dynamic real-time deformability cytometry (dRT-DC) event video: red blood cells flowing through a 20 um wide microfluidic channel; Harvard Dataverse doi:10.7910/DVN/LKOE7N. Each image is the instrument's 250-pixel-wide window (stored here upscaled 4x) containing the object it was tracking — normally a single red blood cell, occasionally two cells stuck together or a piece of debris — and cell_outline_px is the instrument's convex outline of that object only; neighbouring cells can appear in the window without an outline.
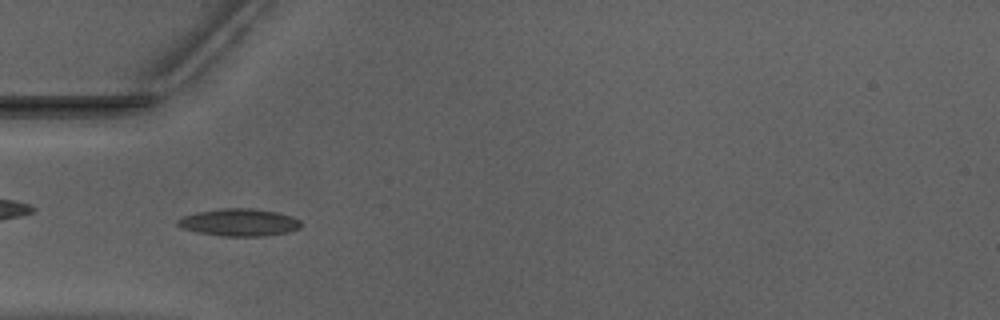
{"species": "Egyptian fruit bat (a non-hibernating species)", "species_latin": "Rousettus aegyptiacus", "temperature_condition": "warm", "stored_images_in_passage": 51, "camera_frame_rate_fps": 3000, "um_per_image_px": 0.085, "animal": {"sex": "male"}, "frame": {"image": 1, "passage_image": 16, "time_ms": 5.0, "image_size_px": [1000, 320], "cell_outline_px": [[304, 224], [300, 228], [288, 232], [264, 236], [224, 236], [196, 232], [184, 228], [176, 224], [176, 220], [184, 216], [196, 212], [220, 208], [252, 208], [276, 212], [300, 220]], "centroid_in_image_um": [20.33, 18.9], "position_along_channel_um": 64.7, "area_um2": 19.65}}
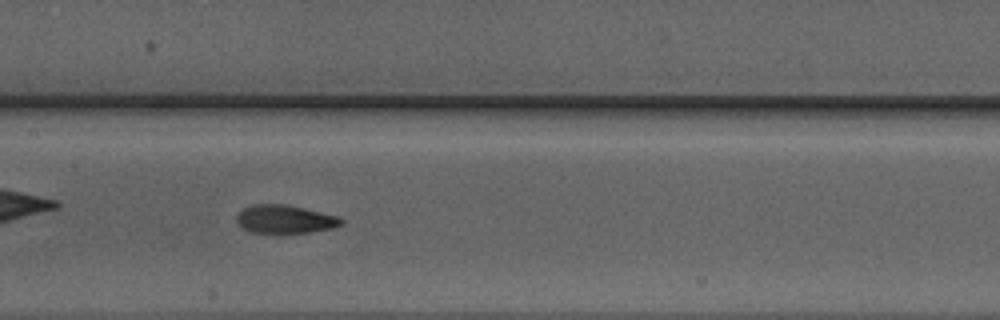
{"frame": {"image": 2, "passage_image": 25, "time_ms": 8.0, "image_size_px": [1000, 320], "cell_outline_px": [[344, 224], [332, 228], [308, 232], [252, 232], [244, 228], [236, 220], [236, 216], [244, 208], [256, 204], [284, 204], [336, 216], [344, 220]], "centroid_in_image_um": [24.23, 18.63], "position_along_channel_um": 183.2, "area_um2": 16.7}}
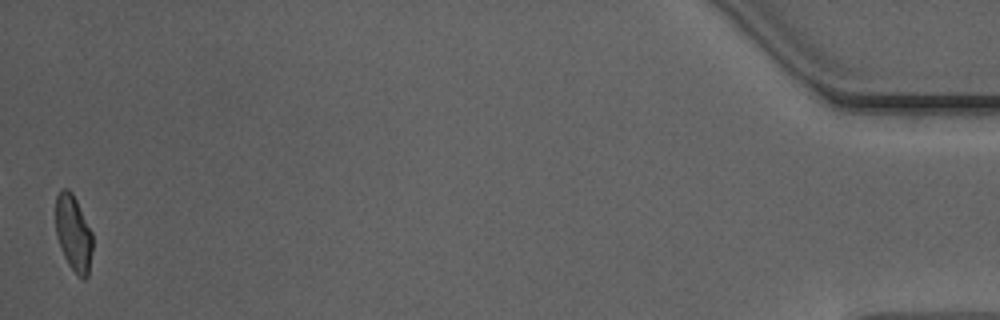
{"frame": {"image": 3, "passage_image": 51, "time_ms": 16.667, "image_size_px": [1000, 320], "cell_outline_px": [[92, 252], [88, 276], [84, 280], [68, 264], [60, 248], [56, 236], [56, 196], [60, 188], [68, 188], [72, 192], [92, 232]], "centroid_in_image_um": [6.23, 19.8], "position_along_channel_um": 429.0, "area_um2": 16.36}, "authors_computed_cell_mechanics": {"area_um2": 17.2822, "velocity_mm_per_s": 3.9675, "shape_relaxation_time_tau1_ms": 7.7817, "shape_relaxation_time_tau2_ms": 1.416, "deformation_change_tau1": 0.2263, "deformation_change_tau2": 0.0791}}